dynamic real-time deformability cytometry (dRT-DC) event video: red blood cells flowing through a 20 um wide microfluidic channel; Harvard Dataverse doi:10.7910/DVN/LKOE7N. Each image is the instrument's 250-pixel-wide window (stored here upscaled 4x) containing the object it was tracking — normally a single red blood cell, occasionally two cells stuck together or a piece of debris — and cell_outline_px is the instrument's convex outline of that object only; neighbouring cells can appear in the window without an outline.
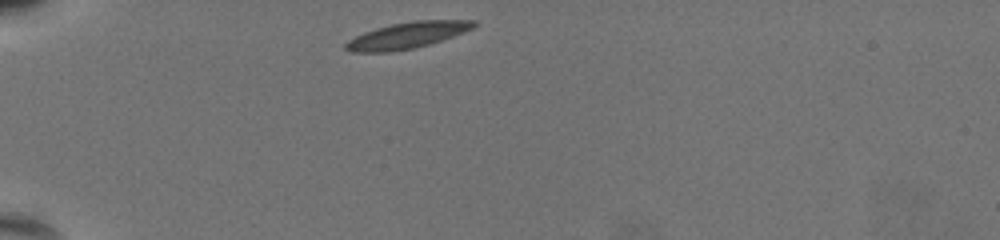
{"species": "common noctule bat (a hibernating species)", "species_latin": "Nyctalus noctula", "temperature_condition": "warm", "stored_images_in_passage": 5, "camera_frame_rate_fps": 3000, "um_per_image_px": 0.085, "animal": {"sex": "female", "body_mass_g": 19.5, "forearm_length_mm": 54.1}, "frame": {"image": 1, "passage_image": 1, "time_ms": 0.0, "image_size_px": [1000, 240], "cell_outline_px": [[476, 24], [472, 28], [464, 32], [428, 44], [412, 48], [388, 52], [352, 52], [344, 48], [344, 44], [348, 40], [364, 32], [376, 28], [392, 24], [416, 20], [476, 20]], "centroid_in_image_um": [34.58, 3.0], "position_along_channel_um": 50.4, "area_um2": 19.31}}